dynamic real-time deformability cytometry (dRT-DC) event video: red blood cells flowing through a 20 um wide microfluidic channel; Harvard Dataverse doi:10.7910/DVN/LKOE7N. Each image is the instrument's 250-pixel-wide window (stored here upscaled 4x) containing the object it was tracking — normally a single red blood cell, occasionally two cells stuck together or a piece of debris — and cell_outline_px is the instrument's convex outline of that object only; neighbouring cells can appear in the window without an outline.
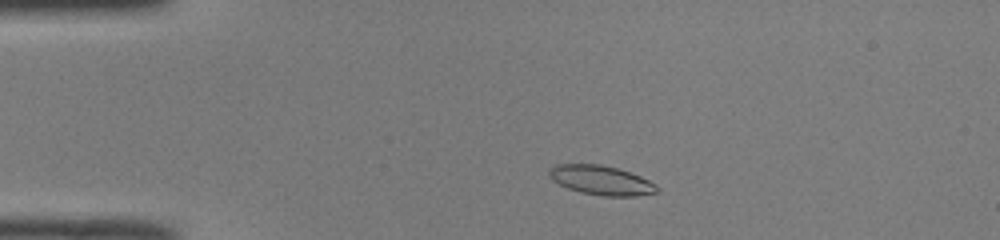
{"species": "common noctule bat (a hibernating species)", "species_latin": "Nyctalus noctula", "temperature_condition": "room temperature", "stored_images_in_passage": 44, "camera_frame_rate_fps": 3000, "um_per_image_px": 0.085, "animal": {"sex": "male", "body_mass_g": 19.0, "forearm_length_mm": 50.8}, "frame": {"image": 1, "passage_image": 5, "time_ms": 1.333, "image_size_px": [1000, 240], "cell_outline_px": [[660, 192], [636, 196], [604, 196], [580, 192], [568, 188], [552, 180], [548, 176], [548, 168], [556, 164], [600, 164], [616, 168], [640, 176], [656, 184], [660, 188]], "centroid_in_image_um": [51.1, 15.32], "position_along_channel_um": 33.9, "area_um2": 18.55}}
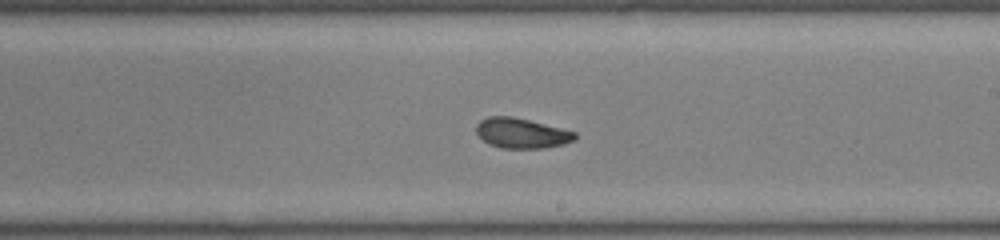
{"frame": {"image": 2, "passage_image": 24, "time_ms": 7.667, "image_size_px": [1000, 240], "cell_outline_px": [[576, 140], [564, 144], [544, 148], [500, 148], [488, 144], [476, 132], [476, 124], [480, 120], [488, 116], [512, 116], [576, 132]], "centroid_in_image_um": [44.32, 11.32], "position_along_channel_um": 244.7, "area_um2": 17.28}}
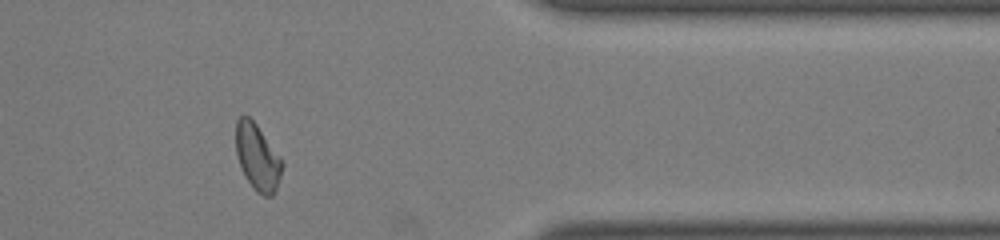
{"frame": {"image": 3, "passage_image": 36, "time_ms": 11.667, "image_size_px": [1000, 240], "cell_outline_px": [[284, 164], [276, 192], [272, 196], [264, 196], [256, 192], [248, 180], [240, 164], [236, 152], [236, 120], [240, 116], [248, 116], [256, 124], [284, 160]], "centroid_in_image_um": [21.92, 13.37], "position_along_channel_um": 389.5, "area_um2": 17.92}, "authors_computed_cell_mechanics": {"area_um2": 17.918, "velocity_mm_per_s": 4.0655, "shape_relaxation_time_tau1_ms": 2.854, "shape_relaxation_time_tau2_ms": 1.9273, "deformation_change_tau1": 0.1215, "deformation_change_tau2": 0.0709}}